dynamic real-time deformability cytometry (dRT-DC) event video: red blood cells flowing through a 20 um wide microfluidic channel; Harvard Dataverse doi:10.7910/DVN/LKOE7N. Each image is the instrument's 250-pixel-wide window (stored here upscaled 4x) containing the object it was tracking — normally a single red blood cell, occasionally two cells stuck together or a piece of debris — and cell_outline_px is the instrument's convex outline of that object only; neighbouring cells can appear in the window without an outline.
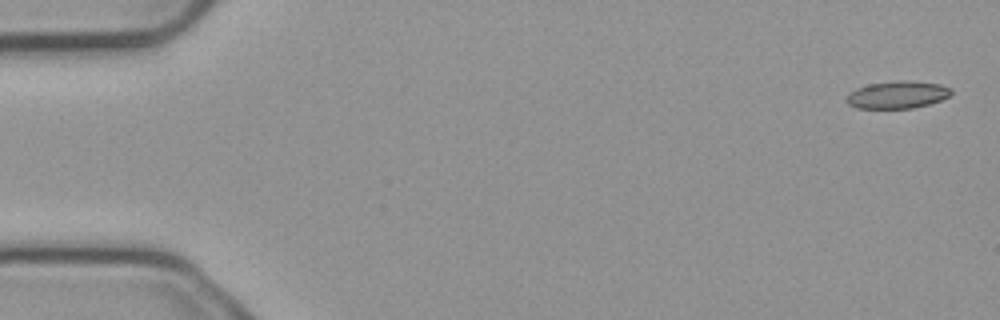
{"species": "common noctule bat (a hibernating species)", "species_latin": "Nyctalus noctula", "temperature_condition": "cold", "stored_images_in_passage": 6, "camera_frame_rate_fps": 3000, "um_per_image_px": 0.085, "animal": {"sex": "male", "body_mass_g": 23.1, "forearm_length_mm": 52.7}, "frame": {"image": 1, "passage_image": 1, "time_ms": 0.0, "image_size_px": [1000, 320], "cell_outline_px": [[952, 92], [948, 96], [940, 100], [928, 104], [912, 108], [856, 108], [848, 104], [844, 100], [844, 96], [848, 92], [856, 88], [868, 84], [896, 80], [908, 80], [940, 84], [952, 88]], "centroid_in_image_um": [76.22, 8.04], "position_along_channel_um": 8.8, "area_um2": 16.94}}
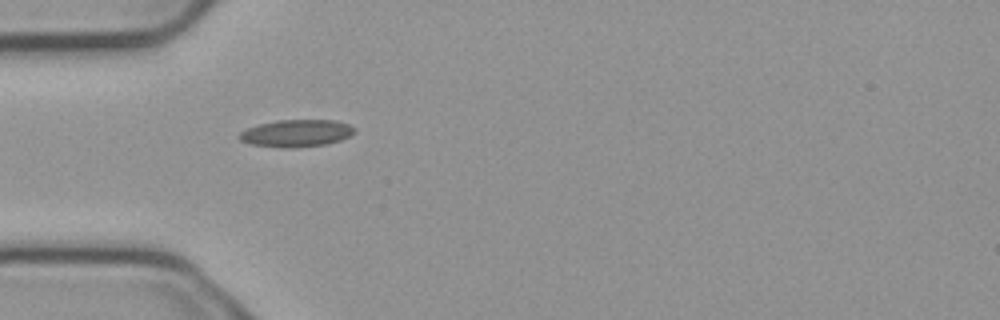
{"frame": {"image": 2, "passage_image": 5, "time_ms": 1.333, "image_size_px": [1000, 320], "cell_outline_px": [[356, 132], [340, 140], [328, 144], [296, 148], [280, 148], [252, 144], [240, 140], [236, 136], [240, 132], [248, 128], [260, 124], [276, 120], [336, 120], [348, 124], [356, 128]], "centroid_in_image_um": [25.2, 11.33], "position_along_channel_um": 59.8, "area_um2": 18.44}}
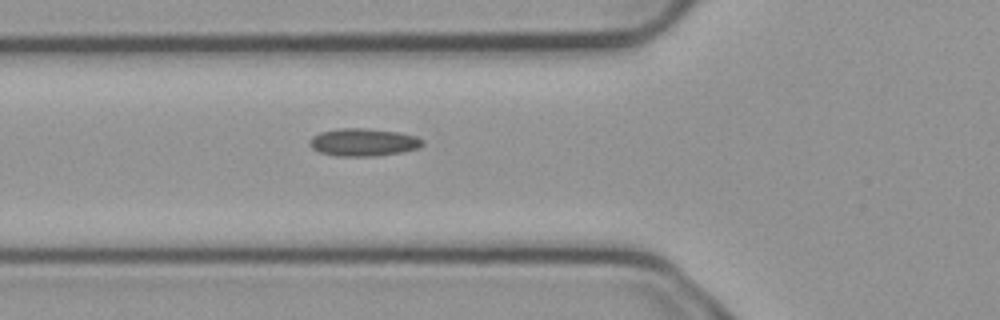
{"frame": {"image": 3, "passage_image": 6, "time_ms": 1.667, "image_size_px": [1000, 320], "cell_outline_px": [[424, 144], [420, 148], [400, 152], [372, 156], [336, 156], [320, 152], [312, 148], [308, 144], [308, 140], [312, 136], [320, 132], [340, 128], [368, 128], [400, 132], [416, 136], [424, 140]], "centroid_in_image_um": [30.88, 12.08], "position_along_channel_um": 94.9, "area_um2": 18.38}}